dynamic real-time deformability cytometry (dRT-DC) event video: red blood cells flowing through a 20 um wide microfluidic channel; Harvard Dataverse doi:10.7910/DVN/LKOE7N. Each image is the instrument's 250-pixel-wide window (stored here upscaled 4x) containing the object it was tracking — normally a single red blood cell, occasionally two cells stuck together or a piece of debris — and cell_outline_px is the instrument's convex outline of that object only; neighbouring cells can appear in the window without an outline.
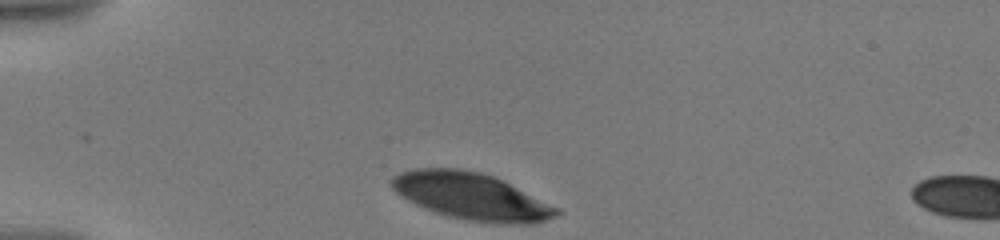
{"species": "human", "species_latin": "Homo sapiens", "temperature_condition": "warm", "stored_images_in_passage": 3, "camera_frame_rate_fps": 3000, "um_per_image_px": 0.085, "donor": {"sex": "male"}, "frame": {"image": 1, "passage_image": 1, "time_ms": 0.0, "image_size_px": [1000, 240], "cell_outline_px": [[564, 212], [556, 216], [536, 224], [496, 224], [468, 220], [448, 216], [424, 208], [408, 200], [396, 192], [392, 188], [392, 176], [400, 172], [416, 168], [460, 168], [480, 172], [492, 176], [560, 208]], "centroid_in_image_um": [40.1, 16.7], "position_along_channel_um": 44.9, "area_um2": 44.97}}